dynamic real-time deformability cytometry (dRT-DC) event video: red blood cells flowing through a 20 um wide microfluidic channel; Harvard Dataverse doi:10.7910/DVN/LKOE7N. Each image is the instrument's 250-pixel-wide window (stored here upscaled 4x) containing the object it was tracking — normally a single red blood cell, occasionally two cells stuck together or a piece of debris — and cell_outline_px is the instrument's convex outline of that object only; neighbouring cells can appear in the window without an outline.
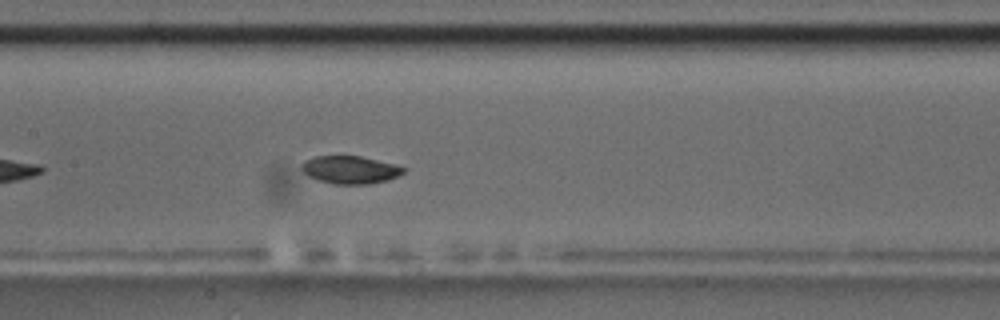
{"species": "common noctule bat (a hibernating species)", "species_latin": "Nyctalus noctula", "temperature_condition": "room temperature", "stored_images_in_passage": 42, "camera_frame_rate_fps": 3000, "um_per_image_px": 0.085, "animal": {"sex": "male", "body_mass_g": 17.5, "forearm_length_mm": 52.3}, "frame": {"image": 1, "passage_image": 13, "time_ms": 4.0, "image_size_px": [1000, 320], "cell_outline_px": [[408, 168], [404, 172], [388, 180], [368, 184], [332, 184], [316, 180], [308, 176], [300, 168], [308, 160], [316, 156], [360, 156], [396, 164]], "centroid_in_image_um": [29.8, 14.44], "position_along_channel_um": 177.6, "area_um2": 16.47}}
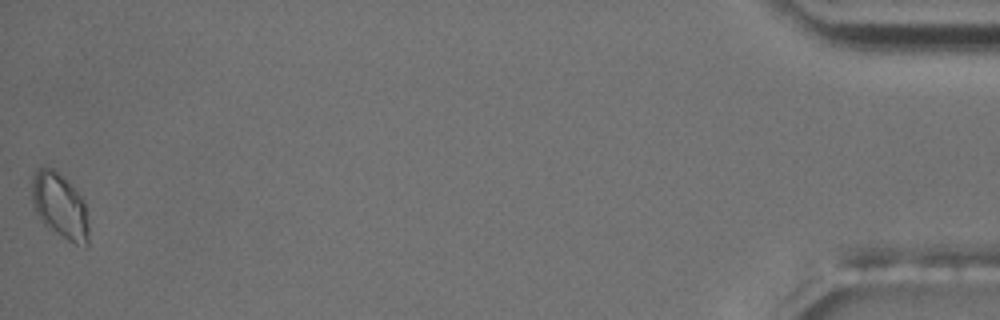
{"frame": {"image": 2, "passage_image": 42, "time_ms": 13.667, "image_size_px": [1000, 320], "cell_outline_px": [[88, 248], [84, 248], [68, 240], [48, 228], [44, 224], [36, 212], [32, 204], [32, 176], [36, 168], [52, 168], [84, 200], [88, 224]], "centroid_in_image_um": [5.08, 17.55], "position_along_channel_um": 430.1, "area_um2": 21.27}, "authors_computed_cell_mechanics": {"area_um2": 16.8198, "velocity_mm_per_s": 3.5856, "shape_relaxation_time_tau1_ms": 2.9281, "shape_relaxation_time_tau2_ms": null, "deformation_change_tau1": 0.1048, "deformation_change_tau2": null}}